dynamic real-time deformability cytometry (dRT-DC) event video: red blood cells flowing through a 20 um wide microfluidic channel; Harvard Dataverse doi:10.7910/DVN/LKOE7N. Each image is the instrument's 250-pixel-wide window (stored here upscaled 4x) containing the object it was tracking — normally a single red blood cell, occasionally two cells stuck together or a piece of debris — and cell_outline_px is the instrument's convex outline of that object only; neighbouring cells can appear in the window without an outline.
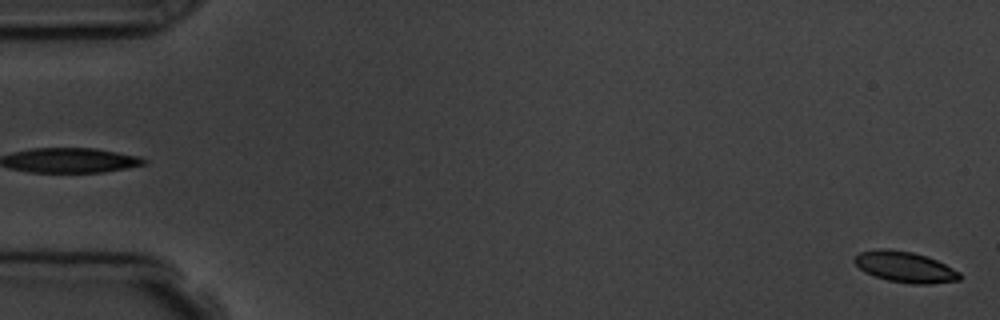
{"species": "common noctule bat (a hibernating species)", "species_latin": "Nyctalus noctula", "temperature_condition": "room temperature", "stored_images_in_passage": 5, "camera_frame_rate_fps": 3000, "um_per_image_px": 0.085, "animal": {"sex": "male", "body_mass_g": 19.5, "forearm_length_mm": 54.6}, "frame": {"image": 1, "passage_image": 5, "time_ms": 4.667, "image_size_px": [1000, 320], "cell_outline_px": [[960, 280], [932, 284], [912, 284], [888, 280], [864, 272], [852, 260], [860, 252], [880, 248], [888, 248], [912, 252], [936, 260], [960, 272]], "centroid_in_image_um": [76.91, 22.69], "position_along_channel_um": 8.1, "area_um2": 18.79}}